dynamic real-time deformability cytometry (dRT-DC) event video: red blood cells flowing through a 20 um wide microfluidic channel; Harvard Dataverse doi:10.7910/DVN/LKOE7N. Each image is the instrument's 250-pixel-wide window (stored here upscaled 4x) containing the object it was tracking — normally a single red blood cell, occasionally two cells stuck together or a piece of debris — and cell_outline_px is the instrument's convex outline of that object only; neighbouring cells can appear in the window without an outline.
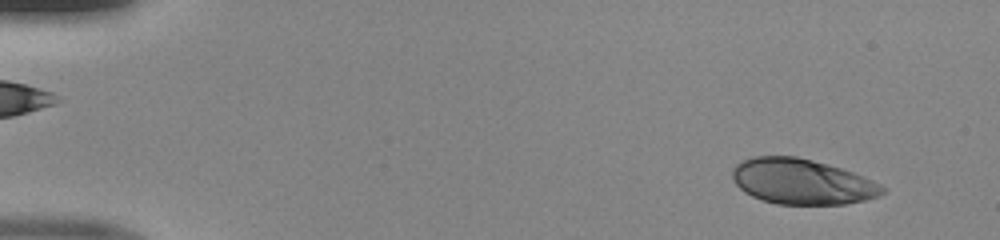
{"species": "human", "species_latin": "Homo sapiens", "temperature_condition": "room temperature", "stored_images_in_passage": 48, "camera_frame_rate_fps": 3000, "um_per_image_px": 0.085, "donor": {"sex": "male"}, "frame": {"image": 1, "passage_image": 3, "time_ms": 0.667, "image_size_px": [1000, 240], "cell_outline_px": [[884, 192], [880, 196], [864, 200], [844, 204], [776, 204], [752, 196], [744, 192], [732, 180], [732, 168], [736, 164], [744, 160], [756, 156], [796, 156], [828, 164], [852, 172], [872, 180], [880, 184], [884, 188]], "centroid_in_image_um": [68.14, 15.43], "position_along_channel_um": 16.9, "area_um2": 39.54}}
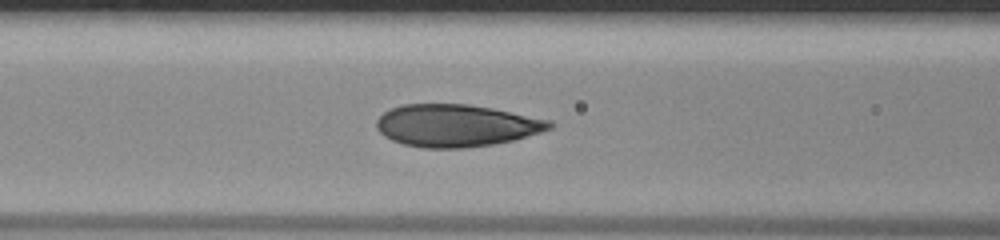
{"frame": {"image": 2, "passage_image": 20, "time_ms": 6.333, "image_size_px": [1000, 240], "cell_outline_px": [[556, 124], [552, 128], [540, 132], [512, 140], [492, 144], [464, 148], [424, 148], [404, 144], [392, 140], [384, 136], [376, 128], [376, 120], [384, 112], [392, 108], [404, 104], [468, 104], [492, 108], [552, 120]], "centroid_in_image_um": [38.78, 10.67], "position_along_channel_um": 127.8, "area_um2": 42.6}}
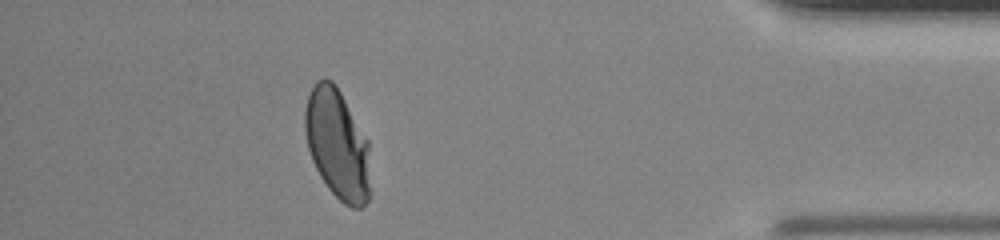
{"frame": {"image": 3, "passage_image": 43, "time_ms": 14.0, "image_size_px": [1000, 240], "cell_outline_px": [[372, 196], [360, 208], [352, 208], [344, 204], [328, 188], [320, 176], [312, 160], [308, 148], [304, 132], [304, 112], [308, 96], [316, 80], [332, 80], [336, 84], [368, 140], [372, 192]], "centroid_in_image_um": [28.7, 12.3], "position_along_channel_um": 406.5, "area_um2": 42.43}}